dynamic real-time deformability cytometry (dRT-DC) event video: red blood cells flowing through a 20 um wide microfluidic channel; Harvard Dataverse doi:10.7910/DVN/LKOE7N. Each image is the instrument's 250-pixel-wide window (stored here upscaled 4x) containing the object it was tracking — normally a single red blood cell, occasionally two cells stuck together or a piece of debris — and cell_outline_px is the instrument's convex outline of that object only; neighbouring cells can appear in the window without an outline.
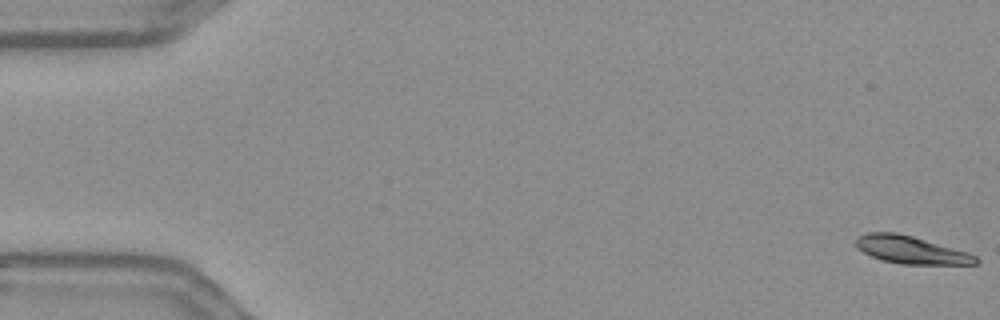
{"species": "Egyptian fruit bat (a non-hibernating species)", "species_latin": "Rousettus aegyptiacus", "temperature_condition": "warm", "stored_images_in_passage": 56, "camera_frame_rate_fps": 3000, "um_per_image_px": 0.085, "frame": {"image": 1, "passage_image": 1, "time_ms": 0.0, "image_size_px": [1000, 320], "cell_outline_px": [[980, 260], [976, 264], [900, 264], [880, 260], [856, 248], [856, 236], [868, 232], [896, 232], [912, 236], [968, 252], [976, 256]], "centroid_in_image_um": [77.41, 21.24], "position_along_channel_um": 7.6, "area_um2": 19.31}}
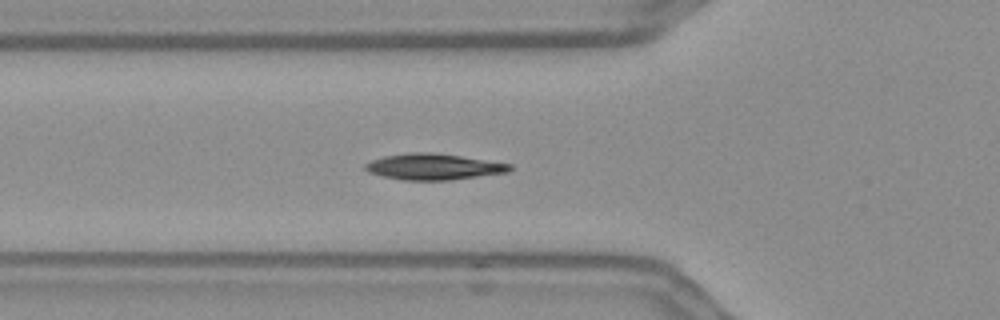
{"frame": {"image": 2, "passage_image": 20, "time_ms": 6.333, "image_size_px": [1000, 320], "cell_outline_px": [[512, 168], [508, 172], [452, 180], [404, 180], [384, 176], [368, 172], [364, 168], [364, 164], [372, 160], [384, 156], [408, 152], [432, 152], [460, 156], [512, 164]], "centroid_in_image_um": [36.84, 14.17], "position_along_channel_um": 89.0, "area_um2": 21.91}}
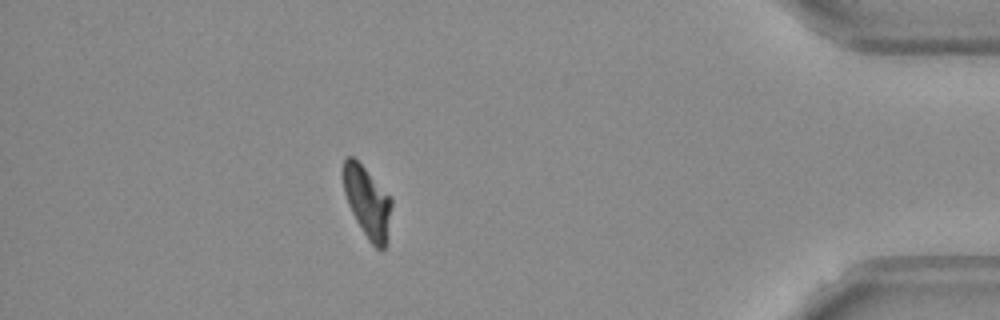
{"frame": {"image": 3, "passage_image": 50, "time_ms": 16.333, "image_size_px": [1000, 320], "cell_outline_px": [[392, 208], [384, 248], [376, 248], [368, 240], [356, 220], [348, 204], [344, 192], [340, 172], [344, 160], [348, 156], [352, 156], [364, 168], [392, 200]], "centroid_in_image_um": [31.17, 17.14], "position_along_channel_um": 404.0, "area_um2": 19.65}, "authors_computed_cell_mechanics": {"area_um2": 20.8369, "velocity_mm_per_s": 3.6168, "shape_relaxation_time_tau1_ms": 4.2742, "shape_relaxation_time_tau2_ms": 2.9574, "deformation_change_tau1": 0.1487, "deformation_change_tau2": 0.0594}}